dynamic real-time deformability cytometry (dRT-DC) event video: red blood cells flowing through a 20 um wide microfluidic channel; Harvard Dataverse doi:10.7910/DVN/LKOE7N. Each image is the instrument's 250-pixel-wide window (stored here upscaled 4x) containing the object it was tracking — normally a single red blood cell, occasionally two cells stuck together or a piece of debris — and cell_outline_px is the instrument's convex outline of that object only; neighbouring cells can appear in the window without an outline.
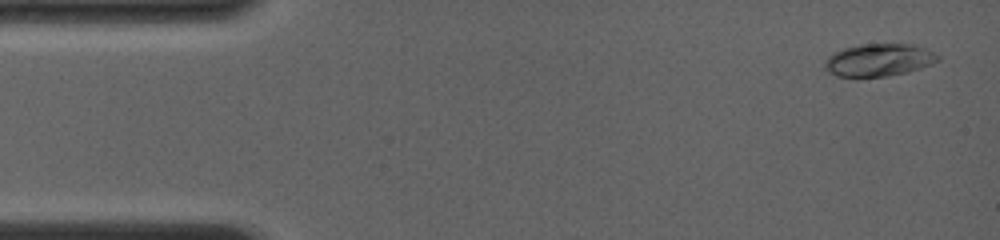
{"species": "common noctule bat (a hibernating species)", "species_latin": "Nyctalus noctula", "temperature_condition": "room temperature", "stored_images_in_passage": 11, "camera_frame_rate_fps": 4000, "um_per_image_px": 0.085, "animal": {"sex": "female", "body_mass_g": 19.0, "forearm_length_mm": 56.7}, "frame": {"image": 1, "passage_image": 1, "time_ms": 0.0, "image_size_px": [1000, 240], "cell_outline_px": [[940, 60], [920, 68], [904, 72], [884, 76], [836, 76], [828, 72], [824, 68], [824, 60], [832, 52], [844, 48], [860, 44], [916, 44], [924, 48], [936, 56]], "centroid_in_image_um": [74.62, 5.08], "position_along_channel_um": 10.4, "area_um2": 21.15}}
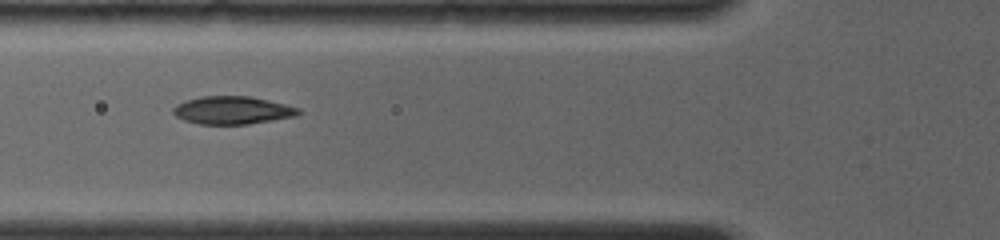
{"frame": {"image": 2, "passage_image": 7, "time_ms": 5.0, "image_size_px": [1000, 240], "cell_outline_px": [[300, 112], [296, 116], [248, 124], [200, 124], [184, 120], [176, 116], [172, 112], [172, 108], [176, 104], [184, 100], [200, 96], [252, 96], [300, 108]], "centroid_in_image_um": [19.72, 9.36], "position_along_channel_um": 106.1, "area_um2": 20.4}}
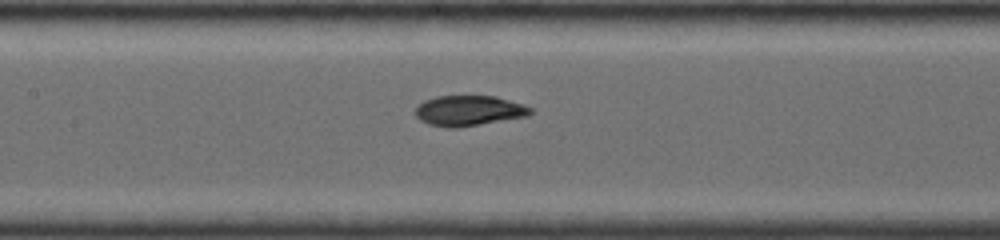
{"frame": {"image": 3, "passage_image": 10, "time_ms": 6.5, "image_size_px": [1000, 240], "cell_outline_px": [[532, 112], [528, 116], [456, 128], [448, 128], [428, 124], [420, 120], [416, 116], [416, 108], [424, 100], [436, 96], [496, 96], [524, 104], [532, 108]], "centroid_in_image_um": [39.86, 9.4], "position_along_channel_um": 167.5, "area_um2": 20.35}}